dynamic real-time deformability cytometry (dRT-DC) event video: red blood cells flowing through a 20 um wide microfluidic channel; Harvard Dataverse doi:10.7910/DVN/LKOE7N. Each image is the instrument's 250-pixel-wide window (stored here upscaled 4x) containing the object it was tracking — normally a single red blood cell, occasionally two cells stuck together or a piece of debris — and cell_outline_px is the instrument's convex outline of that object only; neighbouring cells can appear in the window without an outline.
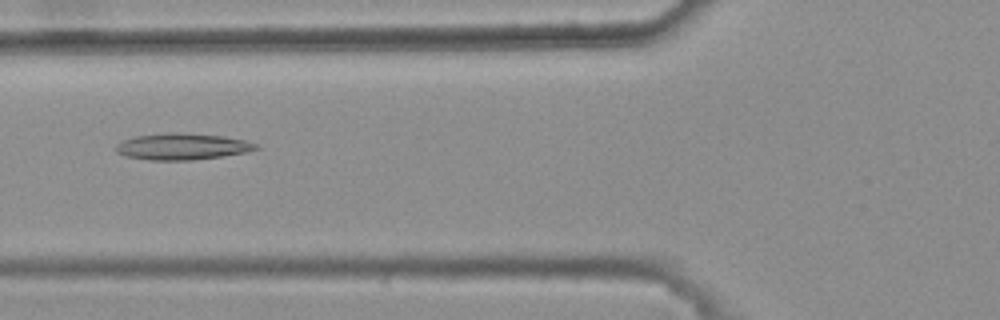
{"species": "common noctule bat (a hibernating species)", "species_latin": "Nyctalus noctula", "temperature_condition": "warm", "stored_images_in_passage": 32, "camera_frame_rate_fps": 3000, "um_per_image_px": 0.085, "animal": {"sex": "female", "body_mass_g": 25.1}, "frame": {"image": 1, "passage_image": 4, "time_ms": 1.0, "image_size_px": [1000, 320], "cell_outline_px": [[260, 148], [244, 152], [220, 156], [192, 160], [148, 160], [128, 156], [116, 152], [116, 144], [124, 140], [136, 136], [168, 132], [188, 132], [224, 136], [244, 140], [260, 144]], "centroid_in_image_um": [15.51, 12.44], "position_along_channel_um": 110.3, "area_um2": 21.62}}
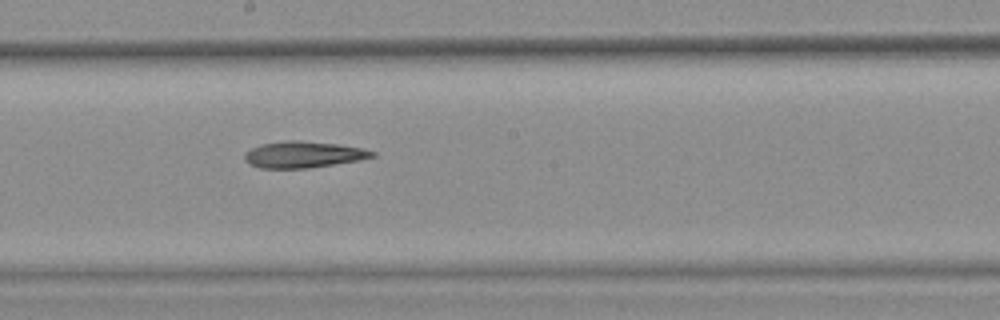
{"frame": {"image": 2, "passage_image": 13, "time_ms": 4.0, "image_size_px": [1000, 320], "cell_outline_px": [[376, 156], [360, 160], [308, 168], [260, 168], [248, 164], [244, 160], [244, 152], [260, 144], [284, 140], [300, 140], [336, 144], [364, 148], [376, 152]], "centroid_in_image_um": [25.77, 13.13], "position_along_channel_um": 222.4, "area_um2": 19.83}}
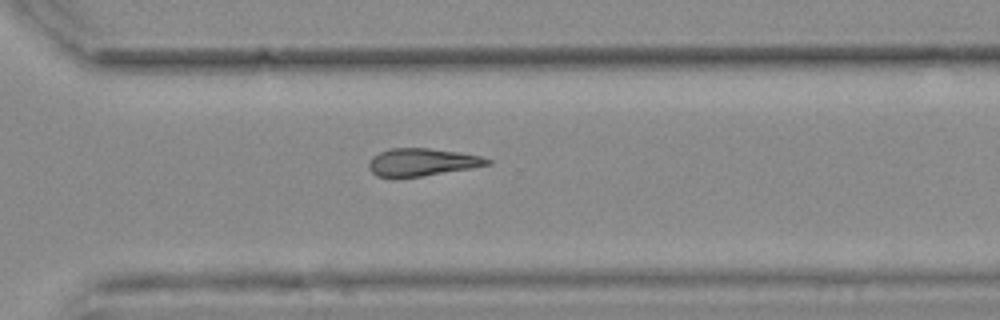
{"frame": {"image": 3, "passage_image": 22, "time_ms": 7.0, "image_size_px": [1000, 320], "cell_outline_px": [[492, 164], [472, 168], [420, 176], [376, 176], [368, 168], [368, 164], [372, 156], [380, 152], [392, 148], [428, 148], [456, 152], [480, 156], [492, 160]], "centroid_in_image_um": [35.88, 13.77], "position_along_channel_um": 334.7, "area_um2": 18.73}}